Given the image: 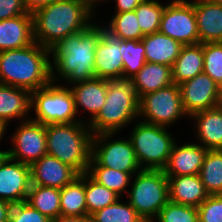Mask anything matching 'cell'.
Instances as JSON below:
<instances>
[{
	"label": "cell",
	"mask_w": 222,
	"mask_h": 222,
	"mask_svg": "<svg viewBox=\"0 0 222 222\" xmlns=\"http://www.w3.org/2000/svg\"><path fill=\"white\" fill-rule=\"evenodd\" d=\"M94 21L87 29L70 35L51 49V80L72 84L95 78V48L102 34V23Z\"/></svg>",
	"instance_id": "1"
},
{
	"label": "cell",
	"mask_w": 222,
	"mask_h": 222,
	"mask_svg": "<svg viewBox=\"0 0 222 222\" xmlns=\"http://www.w3.org/2000/svg\"><path fill=\"white\" fill-rule=\"evenodd\" d=\"M32 17L34 41L49 50L87 29L96 18L86 0H57L34 11Z\"/></svg>",
	"instance_id": "2"
},
{
	"label": "cell",
	"mask_w": 222,
	"mask_h": 222,
	"mask_svg": "<svg viewBox=\"0 0 222 222\" xmlns=\"http://www.w3.org/2000/svg\"><path fill=\"white\" fill-rule=\"evenodd\" d=\"M51 80V50L34 42L20 49L0 52V83L30 91Z\"/></svg>",
	"instance_id": "3"
},
{
	"label": "cell",
	"mask_w": 222,
	"mask_h": 222,
	"mask_svg": "<svg viewBox=\"0 0 222 222\" xmlns=\"http://www.w3.org/2000/svg\"><path fill=\"white\" fill-rule=\"evenodd\" d=\"M139 119V97L130 79L119 77L107 80L106 102L97 117L89 124L93 135L118 133ZM121 130V131H120Z\"/></svg>",
	"instance_id": "4"
},
{
	"label": "cell",
	"mask_w": 222,
	"mask_h": 222,
	"mask_svg": "<svg viewBox=\"0 0 222 222\" xmlns=\"http://www.w3.org/2000/svg\"><path fill=\"white\" fill-rule=\"evenodd\" d=\"M45 132L47 154L70 165L80 174L88 172L93 139L89 124H47Z\"/></svg>",
	"instance_id": "5"
},
{
	"label": "cell",
	"mask_w": 222,
	"mask_h": 222,
	"mask_svg": "<svg viewBox=\"0 0 222 222\" xmlns=\"http://www.w3.org/2000/svg\"><path fill=\"white\" fill-rule=\"evenodd\" d=\"M138 122V123H137ZM129 138L141 169L163 170L177 141L169 127L136 120Z\"/></svg>",
	"instance_id": "6"
},
{
	"label": "cell",
	"mask_w": 222,
	"mask_h": 222,
	"mask_svg": "<svg viewBox=\"0 0 222 222\" xmlns=\"http://www.w3.org/2000/svg\"><path fill=\"white\" fill-rule=\"evenodd\" d=\"M126 195L128 203L144 221L153 222L169 202L168 177L163 170L142 169L132 177Z\"/></svg>",
	"instance_id": "7"
},
{
	"label": "cell",
	"mask_w": 222,
	"mask_h": 222,
	"mask_svg": "<svg viewBox=\"0 0 222 222\" xmlns=\"http://www.w3.org/2000/svg\"><path fill=\"white\" fill-rule=\"evenodd\" d=\"M31 112H34L31 119L43 125L81 122L75 110L73 95L64 83L51 82L32 92Z\"/></svg>",
	"instance_id": "8"
},
{
	"label": "cell",
	"mask_w": 222,
	"mask_h": 222,
	"mask_svg": "<svg viewBox=\"0 0 222 222\" xmlns=\"http://www.w3.org/2000/svg\"><path fill=\"white\" fill-rule=\"evenodd\" d=\"M185 117L189 119L183 108L179 85L175 83L139 98L141 121L171 128Z\"/></svg>",
	"instance_id": "9"
},
{
	"label": "cell",
	"mask_w": 222,
	"mask_h": 222,
	"mask_svg": "<svg viewBox=\"0 0 222 222\" xmlns=\"http://www.w3.org/2000/svg\"><path fill=\"white\" fill-rule=\"evenodd\" d=\"M116 135L117 133L93 135L89 166H103L126 173H137L142 170L130 138L124 136L123 139H117L114 137Z\"/></svg>",
	"instance_id": "10"
},
{
	"label": "cell",
	"mask_w": 222,
	"mask_h": 222,
	"mask_svg": "<svg viewBox=\"0 0 222 222\" xmlns=\"http://www.w3.org/2000/svg\"><path fill=\"white\" fill-rule=\"evenodd\" d=\"M159 32L183 46L200 44L194 5L189 0L169 1L161 16Z\"/></svg>",
	"instance_id": "11"
},
{
	"label": "cell",
	"mask_w": 222,
	"mask_h": 222,
	"mask_svg": "<svg viewBox=\"0 0 222 222\" xmlns=\"http://www.w3.org/2000/svg\"><path fill=\"white\" fill-rule=\"evenodd\" d=\"M9 135L11 145L5 151L11 159L31 165L47 154L45 125L42 123L32 119L18 122L13 134Z\"/></svg>",
	"instance_id": "12"
},
{
	"label": "cell",
	"mask_w": 222,
	"mask_h": 222,
	"mask_svg": "<svg viewBox=\"0 0 222 222\" xmlns=\"http://www.w3.org/2000/svg\"><path fill=\"white\" fill-rule=\"evenodd\" d=\"M182 104L188 117L193 114L218 107V84L202 72L179 85Z\"/></svg>",
	"instance_id": "13"
},
{
	"label": "cell",
	"mask_w": 222,
	"mask_h": 222,
	"mask_svg": "<svg viewBox=\"0 0 222 222\" xmlns=\"http://www.w3.org/2000/svg\"><path fill=\"white\" fill-rule=\"evenodd\" d=\"M31 186L30 165L11 159L0 160V199L11 204L24 202Z\"/></svg>",
	"instance_id": "14"
},
{
	"label": "cell",
	"mask_w": 222,
	"mask_h": 222,
	"mask_svg": "<svg viewBox=\"0 0 222 222\" xmlns=\"http://www.w3.org/2000/svg\"><path fill=\"white\" fill-rule=\"evenodd\" d=\"M69 89L74 98L75 110L77 116L79 115V120L90 124L100 113L106 102L107 80L92 78L72 84ZM80 112L81 114L87 113L88 119L84 120L85 117L80 116Z\"/></svg>",
	"instance_id": "15"
},
{
	"label": "cell",
	"mask_w": 222,
	"mask_h": 222,
	"mask_svg": "<svg viewBox=\"0 0 222 222\" xmlns=\"http://www.w3.org/2000/svg\"><path fill=\"white\" fill-rule=\"evenodd\" d=\"M31 185L62 189L73 182L80 173L59 159L45 154L30 165Z\"/></svg>",
	"instance_id": "16"
},
{
	"label": "cell",
	"mask_w": 222,
	"mask_h": 222,
	"mask_svg": "<svg viewBox=\"0 0 222 222\" xmlns=\"http://www.w3.org/2000/svg\"><path fill=\"white\" fill-rule=\"evenodd\" d=\"M120 41V38L108 32L102 25L101 38L95 48V78L109 80L123 77Z\"/></svg>",
	"instance_id": "17"
},
{
	"label": "cell",
	"mask_w": 222,
	"mask_h": 222,
	"mask_svg": "<svg viewBox=\"0 0 222 222\" xmlns=\"http://www.w3.org/2000/svg\"><path fill=\"white\" fill-rule=\"evenodd\" d=\"M176 141L163 172L166 176L199 175L208 149L198 143Z\"/></svg>",
	"instance_id": "18"
},
{
	"label": "cell",
	"mask_w": 222,
	"mask_h": 222,
	"mask_svg": "<svg viewBox=\"0 0 222 222\" xmlns=\"http://www.w3.org/2000/svg\"><path fill=\"white\" fill-rule=\"evenodd\" d=\"M190 119L199 145L208 150L222 149V110L219 107L197 112Z\"/></svg>",
	"instance_id": "19"
},
{
	"label": "cell",
	"mask_w": 222,
	"mask_h": 222,
	"mask_svg": "<svg viewBox=\"0 0 222 222\" xmlns=\"http://www.w3.org/2000/svg\"><path fill=\"white\" fill-rule=\"evenodd\" d=\"M32 93L28 90L0 83V120L7 126L11 121L29 120Z\"/></svg>",
	"instance_id": "20"
},
{
	"label": "cell",
	"mask_w": 222,
	"mask_h": 222,
	"mask_svg": "<svg viewBox=\"0 0 222 222\" xmlns=\"http://www.w3.org/2000/svg\"><path fill=\"white\" fill-rule=\"evenodd\" d=\"M194 5L200 43L222 42V4L189 0Z\"/></svg>",
	"instance_id": "21"
},
{
	"label": "cell",
	"mask_w": 222,
	"mask_h": 222,
	"mask_svg": "<svg viewBox=\"0 0 222 222\" xmlns=\"http://www.w3.org/2000/svg\"><path fill=\"white\" fill-rule=\"evenodd\" d=\"M34 42L32 13L0 21V52L20 49Z\"/></svg>",
	"instance_id": "22"
},
{
	"label": "cell",
	"mask_w": 222,
	"mask_h": 222,
	"mask_svg": "<svg viewBox=\"0 0 222 222\" xmlns=\"http://www.w3.org/2000/svg\"><path fill=\"white\" fill-rule=\"evenodd\" d=\"M169 201L199 207L209 196L200 175L167 176Z\"/></svg>",
	"instance_id": "23"
},
{
	"label": "cell",
	"mask_w": 222,
	"mask_h": 222,
	"mask_svg": "<svg viewBox=\"0 0 222 222\" xmlns=\"http://www.w3.org/2000/svg\"><path fill=\"white\" fill-rule=\"evenodd\" d=\"M141 41L145 47L146 62L172 67L183 47L181 43L160 32L145 35Z\"/></svg>",
	"instance_id": "24"
},
{
	"label": "cell",
	"mask_w": 222,
	"mask_h": 222,
	"mask_svg": "<svg viewBox=\"0 0 222 222\" xmlns=\"http://www.w3.org/2000/svg\"><path fill=\"white\" fill-rule=\"evenodd\" d=\"M131 81L140 98L145 94L155 92L172 84V67L146 62Z\"/></svg>",
	"instance_id": "25"
},
{
	"label": "cell",
	"mask_w": 222,
	"mask_h": 222,
	"mask_svg": "<svg viewBox=\"0 0 222 222\" xmlns=\"http://www.w3.org/2000/svg\"><path fill=\"white\" fill-rule=\"evenodd\" d=\"M203 43L183 46L172 66L173 83L180 85L203 72Z\"/></svg>",
	"instance_id": "26"
},
{
	"label": "cell",
	"mask_w": 222,
	"mask_h": 222,
	"mask_svg": "<svg viewBox=\"0 0 222 222\" xmlns=\"http://www.w3.org/2000/svg\"><path fill=\"white\" fill-rule=\"evenodd\" d=\"M60 215H87L85 173L60 189Z\"/></svg>",
	"instance_id": "27"
},
{
	"label": "cell",
	"mask_w": 222,
	"mask_h": 222,
	"mask_svg": "<svg viewBox=\"0 0 222 222\" xmlns=\"http://www.w3.org/2000/svg\"><path fill=\"white\" fill-rule=\"evenodd\" d=\"M26 202L50 220L60 215V189L58 188L31 185Z\"/></svg>",
	"instance_id": "28"
},
{
	"label": "cell",
	"mask_w": 222,
	"mask_h": 222,
	"mask_svg": "<svg viewBox=\"0 0 222 222\" xmlns=\"http://www.w3.org/2000/svg\"><path fill=\"white\" fill-rule=\"evenodd\" d=\"M87 173L99 184L116 193L120 198H123L122 196L128 193L132 177L136 174L103 166H89Z\"/></svg>",
	"instance_id": "29"
},
{
	"label": "cell",
	"mask_w": 222,
	"mask_h": 222,
	"mask_svg": "<svg viewBox=\"0 0 222 222\" xmlns=\"http://www.w3.org/2000/svg\"><path fill=\"white\" fill-rule=\"evenodd\" d=\"M112 15L109 22H101L108 32L120 38L121 40L131 39L140 41L144 37L134 10L114 13Z\"/></svg>",
	"instance_id": "30"
},
{
	"label": "cell",
	"mask_w": 222,
	"mask_h": 222,
	"mask_svg": "<svg viewBox=\"0 0 222 222\" xmlns=\"http://www.w3.org/2000/svg\"><path fill=\"white\" fill-rule=\"evenodd\" d=\"M199 175L209 195H222V149L208 150Z\"/></svg>",
	"instance_id": "31"
},
{
	"label": "cell",
	"mask_w": 222,
	"mask_h": 222,
	"mask_svg": "<svg viewBox=\"0 0 222 222\" xmlns=\"http://www.w3.org/2000/svg\"><path fill=\"white\" fill-rule=\"evenodd\" d=\"M85 194L87 214L90 216L114 204L120 198L116 193L95 181L87 172L85 173Z\"/></svg>",
	"instance_id": "32"
},
{
	"label": "cell",
	"mask_w": 222,
	"mask_h": 222,
	"mask_svg": "<svg viewBox=\"0 0 222 222\" xmlns=\"http://www.w3.org/2000/svg\"><path fill=\"white\" fill-rule=\"evenodd\" d=\"M120 54L123 59V77L133 79L146 63L145 47L137 40H121Z\"/></svg>",
	"instance_id": "33"
},
{
	"label": "cell",
	"mask_w": 222,
	"mask_h": 222,
	"mask_svg": "<svg viewBox=\"0 0 222 222\" xmlns=\"http://www.w3.org/2000/svg\"><path fill=\"white\" fill-rule=\"evenodd\" d=\"M160 0H145L134 10L142 34L149 35L159 32L160 22L165 5Z\"/></svg>",
	"instance_id": "34"
},
{
	"label": "cell",
	"mask_w": 222,
	"mask_h": 222,
	"mask_svg": "<svg viewBox=\"0 0 222 222\" xmlns=\"http://www.w3.org/2000/svg\"><path fill=\"white\" fill-rule=\"evenodd\" d=\"M121 199L92 214L93 222H145L128 201Z\"/></svg>",
	"instance_id": "35"
},
{
	"label": "cell",
	"mask_w": 222,
	"mask_h": 222,
	"mask_svg": "<svg viewBox=\"0 0 222 222\" xmlns=\"http://www.w3.org/2000/svg\"><path fill=\"white\" fill-rule=\"evenodd\" d=\"M203 72L222 85V42L203 43Z\"/></svg>",
	"instance_id": "36"
},
{
	"label": "cell",
	"mask_w": 222,
	"mask_h": 222,
	"mask_svg": "<svg viewBox=\"0 0 222 222\" xmlns=\"http://www.w3.org/2000/svg\"><path fill=\"white\" fill-rule=\"evenodd\" d=\"M153 222H199L197 207L169 201Z\"/></svg>",
	"instance_id": "37"
},
{
	"label": "cell",
	"mask_w": 222,
	"mask_h": 222,
	"mask_svg": "<svg viewBox=\"0 0 222 222\" xmlns=\"http://www.w3.org/2000/svg\"><path fill=\"white\" fill-rule=\"evenodd\" d=\"M8 222H51V220L24 201L12 204Z\"/></svg>",
	"instance_id": "38"
},
{
	"label": "cell",
	"mask_w": 222,
	"mask_h": 222,
	"mask_svg": "<svg viewBox=\"0 0 222 222\" xmlns=\"http://www.w3.org/2000/svg\"><path fill=\"white\" fill-rule=\"evenodd\" d=\"M197 210L199 222H222V195H209Z\"/></svg>",
	"instance_id": "39"
},
{
	"label": "cell",
	"mask_w": 222,
	"mask_h": 222,
	"mask_svg": "<svg viewBox=\"0 0 222 222\" xmlns=\"http://www.w3.org/2000/svg\"><path fill=\"white\" fill-rule=\"evenodd\" d=\"M26 13L22 0H0V21Z\"/></svg>",
	"instance_id": "40"
},
{
	"label": "cell",
	"mask_w": 222,
	"mask_h": 222,
	"mask_svg": "<svg viewBox=\"0 0 222 222\" xmlns=\"http://www.w3.org/2000/svg\"><path fill=\"white\" fill-rule=\"evenodd\" d=\"M144 1L145 0H114L113 5H115V7L113 10H115L113 13L133 11Z\"/></svg>",
	"instance_id": "41"
},
{
	"label": "cell",
	"mask_w": 222,
	"mask_h": 222,
	"mask_svg": "<svg viewBox=\"0 0 222 222\" xmlns=\"http://www.w3.org/2000/svg\"><path fill=\"white\" fill-rule=\"evenodd\" d=\"M57 0H22L24 8L27 12L33 13L37 9L47 6Z\"/></svg>",
	"instance_id": "42"
},
{
	"label": "cell",
	"mask_w": 222,
	"mask_h": 222,
	"mask_svg": "<svg viewBox=\"0 0 222 222\" xmlns=\"http://www.w3.org/2000/svg\"><path fill=\"white\" fill-rule=\"evenodd\" d=\"M51 222H93V219L90 215H82V216H62L59 215Z\"/></svg>",
	"instance_id": "43"
},
{
	"label": "cell",
	"mask_w": 222,
	"mask_h": 222,
	"mask_svg": "<svg viewBox=\"0 0 222 222\" xmlns=\"http://www.w3.org/2000/svg\"><path fill=\"white\" fill-rule=\"evenodd\" d=\"M12 204L0 199V222H8Z\"/></svg>",
	"instance_id": "44"
},
{
	"label": "cell",
	"mask_w": 222,
	"mask_h": 222,
	"mask_svg": "<svg viewBox=\"0 0 222 222\" xmlns=\"http://www.w3.org/2000/svg\"><path fill=\"white\" fill-rule=\"evenodd\" d=\"M87 1V5H88V7H89V10L96 16V15H98V13L96 14V12H99V11H97L98 9V7H99V4L98 3H107V1H109V0H86ZM109 2H112V0H110ZM98 5V6H97Z\"/></svg>",
	"instance_id": "45"
},
{
	"label": "cell",
	"mask_w": 222,
	"mask_h": 222,
	"mask_svg": "<svg viewBox=\"0 0 222 222\" xmlns=\"http://www.w3.org/2000/svg\"><path fill=\"white\" fill-rule=\"evenodd\" d=\"M7 128L8 127L0 120V143H2L4 141L3 138L7 137V136H5L6 133H8V132H6L8 130Z\"/></svg>",
	"instance_id": "46"
},
{
	"label": "cell",
	"mask_w": 222,
	"mask_h": 222,
	"mask_svg": "<svg viewBox=\"0 0 222 222\" xmlns=\"http://www.w3.org/2000/svg\"><path fill=\"white\" fill-rule=\"evenodd\" d=\"M5 154H6V151L4 149L1 150V146H0V160L4 157Z\"/></svg>",
	"instance_id": "47"
},
{
	"label": "cell",
	"mask_w": 222,
	"mask_h": 222,
	"mask_svg": "<svg viewBox=\"0 0 222 222\" xmlns=\"http://www.w3.org/2000/svg\"><path fill=\"white\" fill-rule=\"evenodd\" d=\"M218 107L222 110V97H219Z\"/></svg>",
	"instance_id": "48"
},
{
	"label": "cell",
	"mask_w": 222,
	"mask_h": 222,
	"mask_svg": "<svg viewBox=\"0 0 222 222\" xmlns=\"http://www.w3.org/2000/svg\"><path fill=\"white\" fill-rule=\"evenodd\" d=\"M219 97H222V85L220 86V89H219Z\"/></svg>",
	"instance_id": "49"
},
{
	"label": "cell",
	"mask_w": 222,
	"mask_h": 222,
	"mask_svg": "<svg viewBox=\"0 0 222 222\" xmlns=\"http://www.w3.org/2000/svg\"><path fill=\"white\" fill-rule=\"evenodd\" d=\"M211 1L222 4V0H211Z\"/></svg>",
	"instance_id": "50"
}]
</instances>
